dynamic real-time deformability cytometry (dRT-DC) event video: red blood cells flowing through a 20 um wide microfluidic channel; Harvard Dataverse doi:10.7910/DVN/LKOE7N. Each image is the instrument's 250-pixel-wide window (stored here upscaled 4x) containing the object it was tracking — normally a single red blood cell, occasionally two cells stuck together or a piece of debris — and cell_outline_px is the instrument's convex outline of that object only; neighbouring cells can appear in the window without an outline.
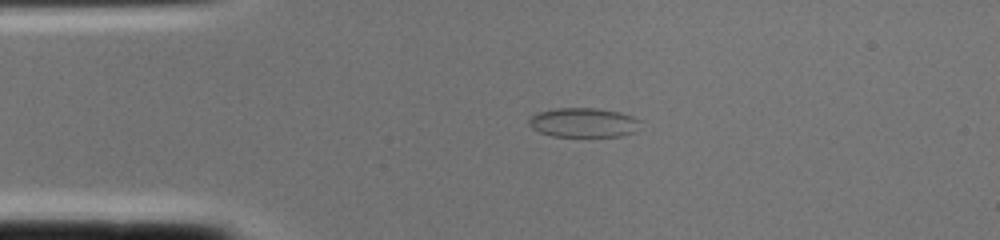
{"species": "common noctule bat (a hibernating species)", "species_latin": "Nyctalus noctula", "temperature_condition": "cold", "stored_images_in_passage": 1, "camera_frame_rate_fps": 3000, "um_per_image_px": 0.085, "animal": {"sex": "female", "body_mass_g": 22.0, "forearm_length_mm": 56.7}, "frame": {"image": 1, "passage_image": 1, "time_ms": 0.0, "image_size_px": [1000, 240], "cell_outline_px": [[644, 120], [636, 132], [620, 136], [552, 136], [540, 132], [532, 128], [528, 124], [528, 120], [536, 112], [556, 108], [596, 108], [620, 112]], "centroid_in_image_um": [49.64, 10.41], "position_along_channel_um": 35.4, "area_um2": 19.36}}